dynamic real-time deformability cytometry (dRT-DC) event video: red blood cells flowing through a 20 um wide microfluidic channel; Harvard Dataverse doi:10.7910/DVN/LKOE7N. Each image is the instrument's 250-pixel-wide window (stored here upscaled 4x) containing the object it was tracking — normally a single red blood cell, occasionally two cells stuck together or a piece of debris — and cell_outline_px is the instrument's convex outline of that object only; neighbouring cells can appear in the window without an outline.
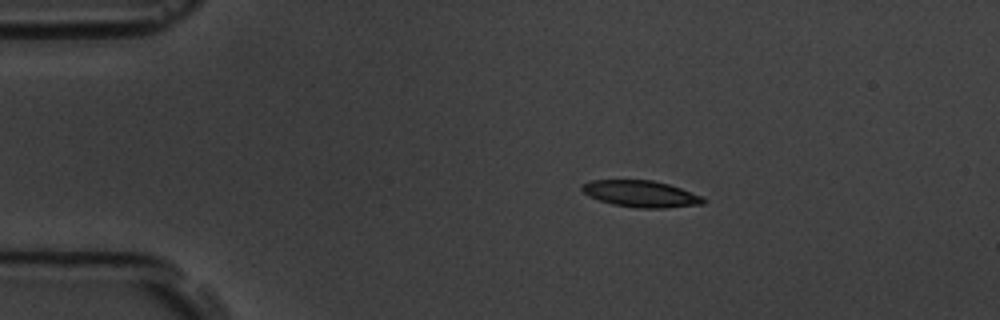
{"species": "common noctule bat (a hibernating species)", "species_latin": "Nyctalus noctula", "temperature_condition": "room temperature", "stored_images_in_passage": 5, "camera_frame_rate_fps": 3000, "um_per_image_px": 0.085, "animal": {"sex": "male", "body_mass_g": 19.5, "forearm_length_mm": 54.6}, "frame": {"image": 1, "passage_image": 2, "time_ms": 1.333, "image_size_px": [1000, 320], "cell_outline_px": [[704, 204], [664, 208], [636, 208], [612, 204], [588, 196], [580, 188], [580, 184], [592, 180], [652, 180], [668, 184], [704, 196]], "centroid_in_image_um": [54.46, 16.47], "position_along_channel_um": 30.5, "area_um2": 18.84}}
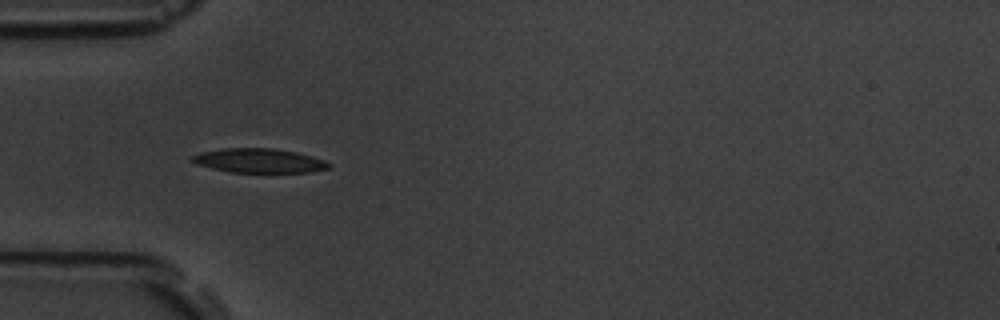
{"frame": {"image": 2, "passage_image": 4, "time_ms": 3.667, "image_size_px": [1000, 320], "cell_outline_px": [[332, 164], [328, 168], [312, 172], [232, 172], [212, 168], [196, 164], [192, 160], [192, 156], [200, 152], [220, 148], [272, 148], [296, 152], [312, 156], [324, 160]], "centroid_in_image_um": [22.03, 13.65], "position_along_channel_um": 63.0, "area_um2": 19.25}}
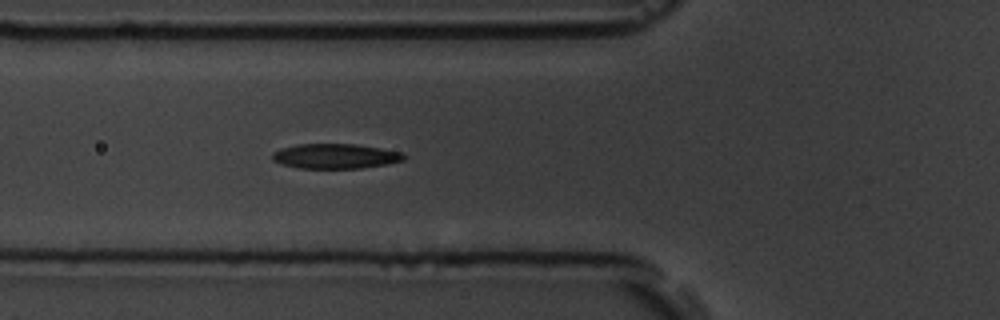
{"frame": {"image": 3, "passage_image": 5, "time_ms": 4.667, "image_size_px": [1000, 320], "cell_outline_px": [[408, 156], [404, 160], [388, 164], [360, 168], [300, 168], [284, 164], [272, 160], [272, 152], [280, 148], [296, 144], [356, 144], [404, 152]], "centroid_in_image_um": [28.54, 13.26], "position_along_channel_um": 97.3, "area_um2": 19.19}}